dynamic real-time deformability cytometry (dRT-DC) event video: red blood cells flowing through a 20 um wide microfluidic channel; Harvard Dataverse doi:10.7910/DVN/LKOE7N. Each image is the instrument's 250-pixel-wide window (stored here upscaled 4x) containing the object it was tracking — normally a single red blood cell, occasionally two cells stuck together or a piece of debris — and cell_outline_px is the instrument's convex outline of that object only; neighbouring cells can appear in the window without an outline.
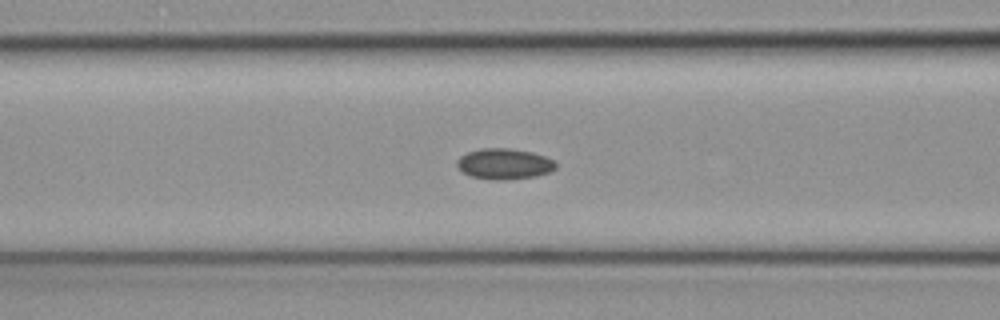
{"species": "common noctule bat (a hibernating species)", "species_latin": "Nyctalus noctula", "temperature_condition": "cold", "stored_images_in_passage": 51, "camera_frame_rate_fps": 3000, "um_per_image_px": 0.085, "animal": {"sex": "female", "body_mass_g": 19.3, "forearm_length_mm": 54.1}, "frame": {"image": 1, "passage_image": 21, "time_ms": 6.667, "image_size_px": [1000, 320], "cell_outline_px": [[556, 168], [548, 172], [536, 176], [504, 180], [496, 180], [472, 176], [464, 172], [456, 164], [456, 160], [460, 156], [468, 152], [480, 148], [508, 148], [532, 152], [544, 156], [552, 160], [556, 164]], "centroid_in_image_um": [42.85, 13.92], "position_along_channel_um": 123.7, "area_um2": 17.51}}
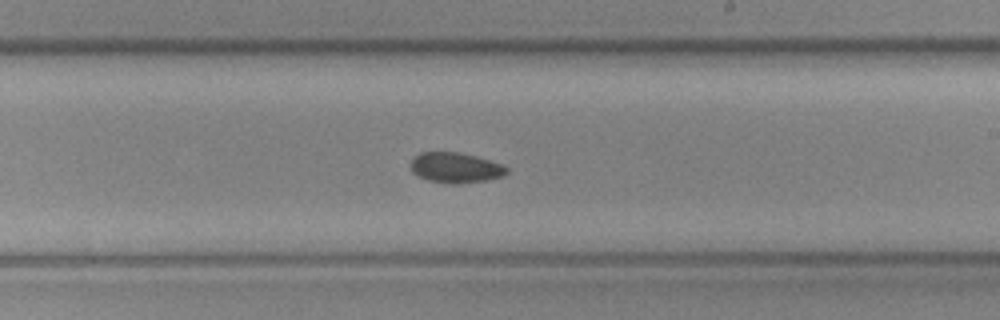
{"frame": {"image": 2, "passage_image": 30, "time_ms": 9.667, "image_size_px": [1000, 320], "cell_outline_px": [[508, 172], [504, 176], [484, 180], [460, 184], [452, 184], [428, 180], [416, 176], [412, 172], [412, 160], [420, 152], [456, 152], [476, 156], [504, 164], [508, 168]], "centroid_in_image_um": [38.75, 14.26], "position_along_channel_um": 250.3, "area_um2": 16.99}}
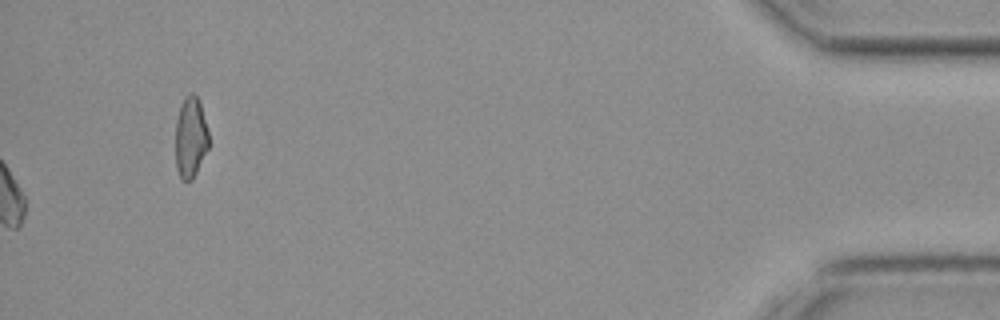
{"frame": {"image": 3, "passage_image": 51, "time_ms": 16.667, "image_size_px": [1000, 320], "cell_outline_px": [[208, 148], [192, 180], [180, 180], [176, 168], [176, 120], [180, 104], [184, 96], [192, 92], [196, 96], [200, 104], [208, 132]], "centroid_in_image_um": [16.17, 11.68], "position_along_channel_um": 419.0, "area_um2": 15.61}}